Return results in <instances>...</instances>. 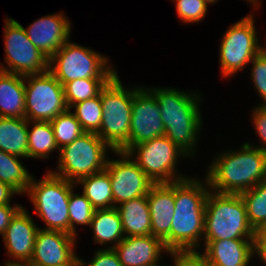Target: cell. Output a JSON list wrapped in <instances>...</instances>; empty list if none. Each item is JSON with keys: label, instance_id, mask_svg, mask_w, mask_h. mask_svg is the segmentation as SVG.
I'll return each mask as SVG.
<instances>
[{"label": "cell", "instance_id": "obj_19", "mask_svg": "<svg viewBox=\"0 0 266 266\" xmlns=\"http://www.w3.org/2000/svg\"><path fill=\"white\" fill-rule=\"evenodd\" d=\"M38 229L27 210L22 207L2 235L9 256L17 261L30 262Z\"/></svg>", "mask_w": 266, "mask_h": 266}, {"label": "cell", "instance_id": "obj_36", "mask_svg": "<svg viewBox=\"0 0 266 266\" xmlns=\"http://www.w3.org/2000/svg\"><path fill=\"white\" fill-rule=\"evenodd\" d=\"M78 266H122L114 249H99L89 263L78 258Z\"/></svg>", "mask_w": 266, "mask_h": 266}, {"label": "cell", "instance_id": "obj_20", "mask_svg": "<svg viewBox=\"0 0 266 266\" xmlns=\"http://www.w3.org/2000/svg\"><path fill=\"white\" fill-rule=\"evenodd\" d=\"M204 257L210 266H248L254 253V239H223L204 242Z\"/></svg>", "mask_w": 266, "mask_h": 266}, {"label": "cell", "instance_id": "obj_32", "mask_svg": "<svg viewBox=\"0 0 266 266\" xmlns=\"http://www.w3.org/2000/svg\"><path fill=\"white\" fill-rule=\"evenodd\" d=\"M68 208L69 234L76 237V224L90 226L95 209L83 194H74L73 190L70 192Z\"/></svg>", "mask_w": 266, "mask_h": 266}, {"label": "cell", "instance_id": "obj_23", "mask_svg": "<svg viewBox=\"0 0 266 266\" xmlns=\"http://www.w3.org/2000/svg\"><path fill=\"white\" fill-rule=\"evenodd\" d=\"M26 118L0 117V150L28 158V127Z\"/></svg>", "mask_w": 266, "mask_h": 266}, {"label": "cell", "instance_id": "obj_34", "mask_svg": "<svg viewBox=\"0 0 266 266\" xmlns=\"http://www.w3.org/2000/svg\"><path fill=\"white\" fill-rule=\"evenodd\" d=\"M251 79L257 93L263 98L262 106H266V47L253 58Z\"/></svg>", "mask_w": 266, "mask_h": 266}, {"label": "cell", "instance_id": "obj_12", "mask_svg": "<svg viewBox=\"0 0 266 266\" xmlns=\"http://www.w3.org/2000/svg\"><path fill=\"white\" fill-rule=\"evenodd\" d=\"M24 79L25 111L28 121L50 122L68 109L63 85L50 71L24 76Z\"/></svg>", "mask_w": 266, "mask_h": 266}, {"label": "cell", "instance_id": "obj_24", "mask_svg": "<svg viewBox=\"0 0 266 266\" xmlns=\"http://www.w3.org/2000/svg\"><path fill=\"white\" fill-rule=\"evenodd\" d=\"M90 227L93 230V238L96 243L102 246L107 242H114L107 249H113L125 238L121 218L116 207L95 210Z\"/></svg>", "mask_w": 266, "mask_h": 266}, {"label": "cell", "instance_id": "obj_4", "mask_svg": "<svg viewBox=\"0 0 266 266\" xmlns=\"http://www.w3.org/2000/svg\"><path fill=\"white\" fill-rule=\"evenodd\" d=\"M240 194L210 192L205 204L204 240L254 239Z\"/></svg>", "mask_w": 266, "mask_h": 266}, {"label": "cell", "instance_id": "obj_27", "mask_svg": "<svg viewBox=\"0 0 266 266\" xmlns=\"http://www.w3.org/2000/svg\"><path fill=\"white\" fill-rule=\"evenodd\" d=\"M33 128L28 129V158H47L58 149L50 122L30 121Z\"/></svg>", "mask_w": 266, "mask_h": 266}, {"label": "cell", "instance_id": "obj_3", "mask_svg": "<svg viewBox=\"0 0 266 266\" xmlns=\"http://www.w3.org/2000/svg\"><path fill=\"white\" fill-rule=\"evenodd\" d=\"M160 107L164 135L183 150L187 156L194 155L198 132L202 127L199 108L200 95L181 92L179 89L152 88Z\"/></svg>", "mask_w": 266, "mask_h": 266}, {"label": "cell", "instance_id": "obj_6", "mask_svg": "<svg viewBox=\"0 0 266 266\" xmlns=\"http://www.w3.org/2000/svg\"><path fill=\"white\" fill-rule=\"evenodd\" d=\"M75 185L50 171L38 182L32 177L26 193L36 213L46 223V228L42 229L69 233V196Z\"/></svg>", "mask_w": 266, "mask_h": 266}, {"label": "cell", "instance_id": "obj_5", "mask_svg": "<svg viewBox=\"0 0 266 266\" xmlns=\"http://www.w3.org/2000/svg\"><path fill=\"white\" fill-rule=\"evenodd\" d=\"M103 117L96 133L111 149L121 151L129 141L133 90L125 89L117 73L100 91Z\"/></svg>", "mask_w": 266, "mask_h": 266}, {"label": "cell", "instance_id": "obj_16", "mask_svg": "<svg viewBox=\"0 0 266 266\" xmlns=\"http://www.w3.org/2000/svg\"><path fill=\"white\" fill-rule=\"evenodd\" d=\"M151 235L162 240L170 251V231L175 213V182L153 184L147 194Z\"/></svg>", "mask_w": 266, "mask_h": 266}, {"label": "cell", "instance_id": "obj_13", "mask_svg": "<svg viewBox=\"0 0 266 266\" xmlns=\"http://www.w3.org/2000/svg\"><path fill=\"white\" fill-rule=\"evenodd\" d=\"M164 132L160 107L155 95L147 88H134L129 141L121 152L126 153L135 145L163 136Z\"/></svg>", "mask_w": 266, "mask_h": 266}, {"label": "cell", "instance_id": "obj_8", "mask_svg": "<svg viewBox=\"0 0 266 266\" xmlns=\"http://www.w3.org/2000/svg\"><path fill=\"white\" fill-rule=\"evenodd\" d=\"M108 62L100 53L67 41L49 59V71L62 85L81 78H112L117 72Z\"/></svg>", "mask_w": 266, "mask_h": 266}, {"label": "cell", "instance_id": "obj_26", "mask_svg": "<svg viewBox=\"0 0 266 266\" xmlns=\"http://www.w3.org/2000/svg\"><path fill=\"white\" fill-rule=\"evenodd\" d=\"M19 158L0 150V181L10 185L20 195L28 191L33 176Z\"/></svg>", "mask_w": 266, "mask_h": 266}, {"label": "cell", "instance_id": "obj_14", "mask_svg": "<svg viewBox=\"0 0 266 266\" xmlns=\"http://www.w3.org/2000/svg\"><path fill=\"white\" fill-rule=\"evenodd\" d=\"M121 158L107 160L105 171L109 174L113 207L128 200L145 196L154 184L127 153L114 151Z\"/></svg>", "mask_w": 266, "mask_h": 266}, {"label": "cell", "instance_id": "obj_17", "mask_svg": "<svg viewBox=\"0 0 266 266\" xmlns=\"http://www.w3.org/2000/svg\"><path fill=\"white\" fill-rule=\"evenodd\" d=\"M70 24L63 13H57L37 19L25 31L32 44L50 59L69 41Z\"/></svg>", "mask_w": 266, "mask_h": 266}, {"label": "cell", "instance_id": "obj_37", "mask_svg": "<svg viewBox=\"0 0 266 266\" xmlns=\"http://www.w3.org/2000/svg\"><path fill=\"white\" fill-rule=\"evenodd\" d=\"M253 125L256 129V133L262 141V146L258 147L263 151H266V106H256L253 111ZM264 143V144H263Z\"/></svg>", "mask_w": 266, "mask_h": 266}, {"label": "cell", "instance_id": "obj_7", "mask_svg": "<svg viewBox=\"0 0 266 266\" xmlns=\"http://www.w3.org/2000/svg\"><path fill=\"white\" fill-rule=\"evenodd\" d=\"M109 148L96 133L84 132L59 149L58 170L50 172L76 183L83 177L105 170Z\"/></svg>", "mask_w": 266, "mask_h": 266}, {"label": "cell", "instance_id": "obj_41", "mask_svg": "<svg viewBox=\"0 0 266 266\" xmlns=\"http://www.w3.org/2000/svg\"><path fill=\"white\" fill-rule=\"evenodd\" d=\"M4 266H31L28 261H7Z\"/></svg>", "mask_w": 266, "mask_h": 266}, {"label": "cell", "instance_id": "obj_39", "mask_svg": "<svg viewBox=\"0 0 266 266\" xmlns=\"http://www.w3.org/2000/svg\"><path fill=\"white\" fill-rule=\"evenodd\" d=\"M254 253L266 264V225L255 231Z\"/></svg>", "mask_w": 266, "mask_h": 266}, {"label": "cell", "instance_id": "obj_30", "mask_svg": "<svg viewBox=\"0 0 266 266\" xmlns=\"http://www.w3.org/2000/svg\"><path fill=\"white\" fill-rule=\"evenodd\" d=\"M70 110L71 109H67L50 121L55 141L59 149L72 143L85 132L79 121L76 119L75 114Z\"/></svg>", "mask_w": 266, "mask_h": 266}, {"label": "cell", "instance_id": "obj_21", "mask_svg": "<svg viewBox=\"0 0 266 266\" xmlns=\"http://www.w3.org/2000/svg\"><path fill=\"white\" fill-rule=\"evenodd\" d=\"M24 76L0 70V117L26 118Z\"/></svg>", "mask_w": 266, "mask_h": 266}, {"label": "cell", "instance_id": "obj_11", "mask_svg": "<svg viewBox=\"0 0 266 266\" xmlns=\"http://www.w3.org/2000/svg\"><path fill=\"white\" fill-rule=\"evenodd\" d=\"M256 33L252 14L227 29L219 48L223 77L242 70L265 48L259 45Z\"/></svg>", "mask_w": 266, "mask_h": 266}, {"label": "cell", "instance_id": "obj_43", "mask_svg": "<svg viewBox=\"0 0 266 266\" xmlns=\"http://www.w3.org/2000/svg\"><path fill=\"white\" fill-rule=\"evenodd\" d=\"M206 2L210 3V4H213L215 3L217 0H205Z\"/></svg>", "mask_w": 266, "mask_h": 266}, {"label": "cell", "instance_id": "obj_18", "mask_svg": "<svg viewBox=\"0 0 266 266\" xmlns=\"http://www.w3.org/2000/svg\"><path fill=\"white\" fill-rule=\"evenodd\" d=\"M113 249L122 266H159L161 252H169L164 242L152 235L125 237Z\"/></svg>", "mask_w": 266, "mask_h": 266}, {"label": "cell", "instance_id": "obj_31", "mask_svg": "<svg viewBox=\"0 0 266 266\" xmlns=\"http://www.w3.org/2000/svg\"><path fill=\"white\" fill-rule=\"evenodd\" d=\"M72 108L75 109L76 119L85 132L97 133L100 130L103 117L100 94L94 98L78 102Z\"/></svg>", "mask_w": 266, "mask_h": 266}, {"label": "cell", "instance_id": "obj_25", "mask_svg": "<svg viewBox=\"0 0 266 266\" xmlns=\"http://www.w3.org/2000/svg\"><path fill=\"white\" fill-rule=\"evenodd\" d=\"M75 184H82V194L90 201L95 210L113 207L110 177L105 170L83 177Z\"/></svg>", "mask_w": 266, "mask_h": 266}, {"label": "cell", "instance_id": "obj_42", "mask_svg": "<svg viewBox=\"0 0 266 266\" xmlns=\"http://www.w3.org/2000/svg\"><path fill=\"white\" fill-rule=\"evenodd\" d=\"M245 1H246V0H245ZM247 1H250V3L252 2V3L254 4V6H257V5L260 4V2L257 1V0H247Z\"/></svg>", "mask_w": 266, "mask_h": 266}, {"label": "cell", "instance_id": "obj_33", "mask_svg": "<svg viewBox=\"0 0 266 266\" xmlns=\"http://www.w3.org/2000/svg\"><path fill=\"white\" fill-rule=\"evenodd\" d=\"M176 2L178 17L183 23H197L204 19L207 12L205 0H173Z\"/></svg>", "mask_w": 266, "mask_h": 266}, {"label": "cell", "instance_id": "obj_22", "mask_svg": "<svg viewBox=\"0 0 266 266\" xmlns=\"http://www.w3.org/2000/svg\"><path fill=\"white\" fill-rule=\"evenodd\" d=\"M125 237L151 235V216L147 195L140 196L116 207Z\"/></svg>", "mask_w": 266, "mask_h": 266}, {"label": "cell", "instance_id": "obj_29", "mask_svg": "<svg viewBox=\"0 0 266 266\" xmlns=\"http://www.w3.org/2000/svg\"><path fill=\"white\" fill-rule=\"evenodd\" d=\"M243 199L247 218L251 227L256 231L266 225V181L258 183L253 188L240 193Z\"/></svg>", "mask_w": 266, "mask_h": 266}, {"label": "cell", "instance_id": "obj_9", "mask_svg": "<svg viewBox=\"0 0 266 266\" xmlns=\"http://www.w3.org/2000/svg\"><path fill=\"white\" fill-rule=\"evenodd\" d=\"M126 153L154 184L188 178L175 174L177 159L187 154L165 135L135 145Z\"/></svg>", "mask_w": 266, "mask_h": 266}, {"label": "cell", "instance_id": "obj_40", "mask_svg": "<svg viewBox=\"0 0 266 266\" xmlns=\"http://www.w3.org/2000/svg\"><path fill=\"white\" fill-rule=\"evenodd\" d=\"M14 194H19L10 185L0 181V205L10 204V200Z\"/></svg>", "mask_w": 266, "mask_h": 266}, {"label": "cell", "instance_id": "obj_38", "mask_svg": "<svg viewBox=\"0 0 266 266\" xmlns=\"http://www.w3.org/2000/svg\"><path fill=\"white\" fill-rule=\"evenodd\" d=\"M20 204H15L13 207L11 204L0 205V234L3 235L6 228L9 226V222L15 216V214L22 208Z\"/></svg>", "mask_w": 266, "mask_h": 266}, {"label": "cell", "instance_id": "obj_10", "mask_svg": "<svg viewBox=\"0 0 266 266\" xmlns=\"http://www.w3.org/2000/svg\"><path fill=\"white\" fill-rule=\"evenodd\" d=\"M6 68L0 70L20 76L38 75L49 71V58L29 40L25 28L12 18L5 20L4 27Z\"/></svg>", "mask_w": 266, "mask_h": 266}, {"label": "cell", "instance_id": "obj_1", "mask_svg": "<svg viewBox=\"0 0 266 266\" xmlns=\"http://www.w3.org/2000/svg\"><path fill=\"white\" fill-rule=\"evenodd\" d=\"M207 171L210 190L240 194L266 181V151L244 143L238 151L218 155Z\"/></svg>", "mask_w": 266, "mask_h": 266}, {"label": "cell", "instance_id": "obj_15", "mask_svg": "<svg viewBox=\"0 0 266 266\" xmlns=\"http://www.w3.org/2000/svg\"><path fill=\"white\" fill-rule=\"evenodd\" d=\"M76 237L58 230L38 229L31 266H78L74 253Z\"/></svg>", "mask_w": 266, "mask_h": 266}, {"label": "cell", "instance_id": "obj_28", "mask_svg": "<svg viewBox=\"0 0 266 266\" xmlns=\"http://www.w3.org/2000/svg\"><path fill=\"white\" fill-rule=\"evenodd\" d=\"M111 78L75 79L63 85L65 102L68 109L78 102L94 98Z\"/></svg>", "mask_w": 266, "mask_h": 266}, {"label": "cell", "instance_id": "obj_35", "mask_svg": "<svg viewBox=\"0 0 266 266\" xmlns=\"http://www.w3.org/2000/svg\"><path fill=\"white\" fill-rule=\"evenodd\" d=\"M169 254L174 257V266H210L204 255L196 250L169 251Z\"/></svg>", "mask_w": 266, "mask_h": 266}, {"label": "cell", "instance_id": "obj_2", "mask_svg": "<svg viewBox=\"0 0 266 266\" xmlns=\"http://www.w3.org/2000/svg\"><path fill=\"white\" fill-rule=\"evenodd\" d=\"M196 179L175 181V213L170 231V251L196 250L204 236L205 204L209 186ZM198 246V247H197Z\"/></svg>", "mask_w": 266, "mask_h": 266}]
</instances>
